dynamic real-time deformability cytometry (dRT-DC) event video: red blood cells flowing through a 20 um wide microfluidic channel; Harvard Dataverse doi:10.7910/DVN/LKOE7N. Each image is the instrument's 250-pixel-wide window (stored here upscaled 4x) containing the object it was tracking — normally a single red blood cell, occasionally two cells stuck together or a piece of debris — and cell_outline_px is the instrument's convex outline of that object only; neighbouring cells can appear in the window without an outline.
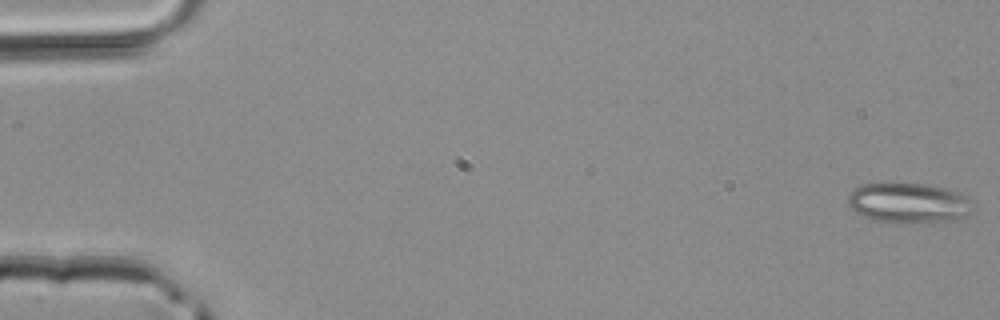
{"species": "common noctule bat (a hibernating species)", "species_latin": "Nyctalus noctula", "temperature_condition": "room temperature", "stored_images_in_passage": 9, "camera_frame_rate_fps": 3000, "um_per_image_px": 0.085, "animal": {"sex": "male", "body_mass_g": 20.4}, "frame": {"image": 1, "passage_image": 1, "time_ms": 0.0, "image_size_px": [1000, 320], "cell_outline_px": [[972, 212], [964, 216], [952, 220], [876, 220], [864, 216], [856, 212], [848, 204], [848, 196], [860, 184], [928, 184], [948, 188], [960, 192], [968, 196]], "centroid_in_image_um": [77.25, 17.19], "position_along_channel_um": 7.7, "area_um2": 28.03}}